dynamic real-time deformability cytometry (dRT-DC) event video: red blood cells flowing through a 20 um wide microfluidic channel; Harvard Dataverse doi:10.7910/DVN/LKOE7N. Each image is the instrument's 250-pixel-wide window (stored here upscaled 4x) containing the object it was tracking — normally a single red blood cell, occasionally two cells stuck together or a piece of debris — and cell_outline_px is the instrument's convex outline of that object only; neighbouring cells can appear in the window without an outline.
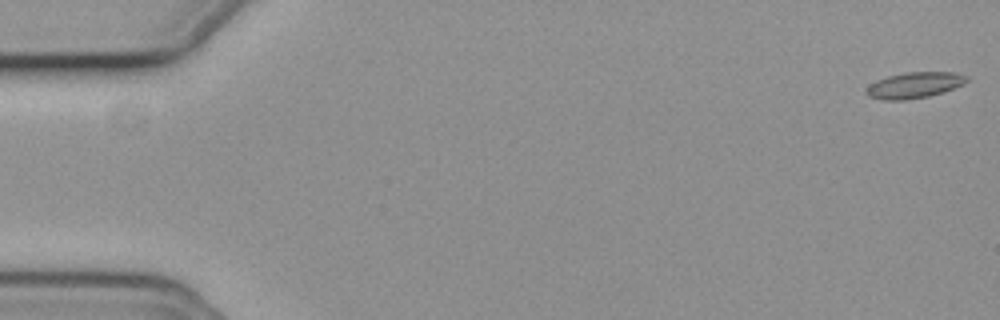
{"species": "common noctule bat (a hibernating species)", "species_latin": "Nyctalus noctula", "temperature_condition": "cold", "stored_images_in_passage": 3, "camera_frame_rate_fps": 3000, "um_per_image_px": 0.085, "animal": {"sex": "female", "body_mass_g": 19.3, "forearm_length_mm": 54.1}, "frame": {"image": 1, "passage_image": 1, "time_ms": 0.0, "image_size_px": [1000, 320], "cell_outline_px": [[968, 80], [964, 84], [928, 96], [904, 100], [880, 100], [868, 96], [864, 92], [876, 80], [888, 76], [908, 72], [952, 72], [968, 76]], "centroid_in_image_um": [77.7, 7.24], "position_along_channel_um": 7.3, "area_um2": 14.97}}